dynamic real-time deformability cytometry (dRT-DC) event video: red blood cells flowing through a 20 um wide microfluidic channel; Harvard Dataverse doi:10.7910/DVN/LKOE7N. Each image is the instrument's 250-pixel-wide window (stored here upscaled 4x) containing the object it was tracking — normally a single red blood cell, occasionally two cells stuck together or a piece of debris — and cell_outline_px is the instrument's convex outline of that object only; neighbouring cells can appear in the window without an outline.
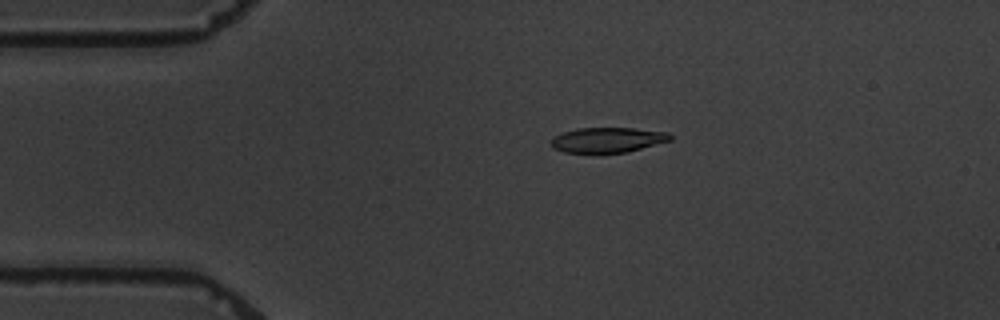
{"species": "common noctule bat (a hibernating species)", "species_latin": "Nyctalus noctula", "temperature_condition": "warm", "stored_images_in_passage": 5, "camera_frame_rate_fps": 3000, "um_per_image_px": 0.085, "animal": {"sex": "male", "body_mass_g": 19.5, "forearm_length_mm": 54.6}, "frame": {"image": 1, "passage_image": 4, "time_ms": 3.333, "image_size_px": [1000, 320], "cell_outline_px": [[672, 140], [628, 152], [600, 156], [596, 156], [564, 152], [552, 148], [552, 136], [576, 128], [632, 128], [668, 132], [672, 136]], "centroid_in_image_um": [51.61, 11.94], "position_along_channel_um": 33.4, "area_um2": 18.32}}
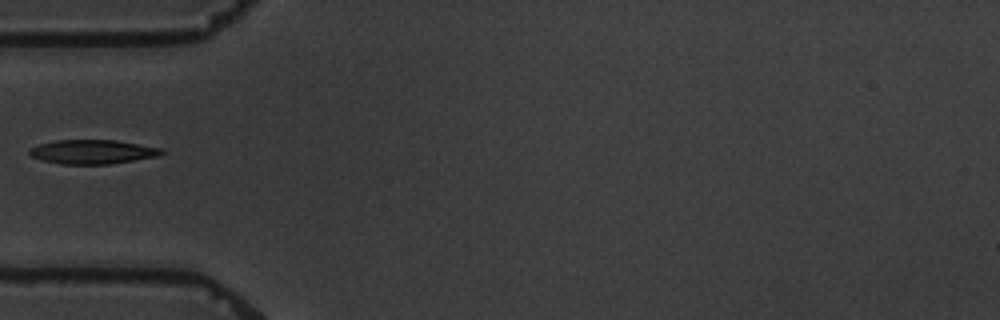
{"frame": {"image": 2, "passage_image": 5, "time_ms": 5.667, "image_size_px": [1000, 320], "cell_outline_px": [[164, 152], [160, 156], [112, 164], [64, 164], [40, 160], [32, 156], [28, 152], [28, 148], [40, 144], [56, 140], [116, 140], [160, 148]], "centroid_in_image_um": [7.86, 12.91], "position_along_channel_um": 77.1, "area_um2": 18.61}}